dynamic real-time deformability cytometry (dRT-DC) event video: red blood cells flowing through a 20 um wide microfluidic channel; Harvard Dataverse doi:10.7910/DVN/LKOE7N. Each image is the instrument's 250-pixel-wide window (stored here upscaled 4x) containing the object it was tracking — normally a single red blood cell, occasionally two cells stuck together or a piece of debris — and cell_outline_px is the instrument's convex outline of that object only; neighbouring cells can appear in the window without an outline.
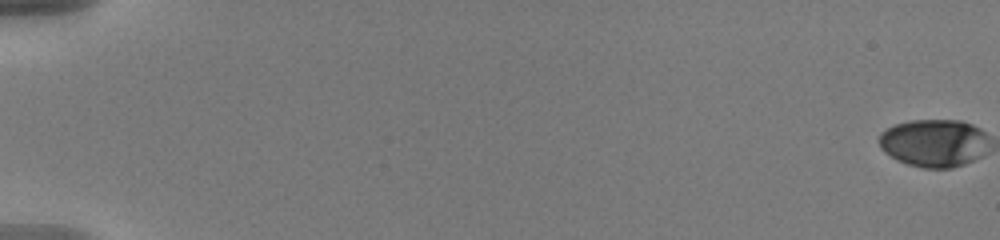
{"species": "human", "species_latin": "Homo sapiens", "temperature_condition": "warm", "stored_images_in_passage": 51, "camera_frame_rate_fps": 3000, "um_per_image_px": 0.085, "donor": {"sex": "male"}, "frame": {"image": 1, "passage_image": 1, "time_ms": 0.0, "image_size_px": [1000, 240], "cell_outline_px": [[972, 128], [952, 164], [920, 164], [904, 160], [896, 156], [884, 144], [884, 136], [892, 128], [904, 124], [964, 124]], "centroid_in_image_um": [78.81, 12.1], "position_along_channel_um": 6.2, "area_um2": 20.29}}
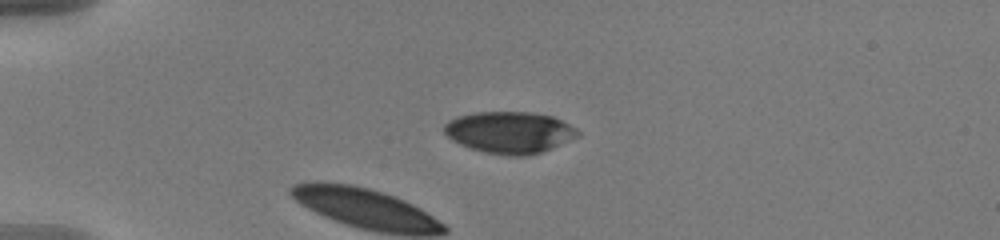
{"frame": {"image": 2, "passage_image": 17, "time_ms": 5.333, "image_size_px": [1000, 240], "cell_outline_px": [[556, 124], [540, 148], [520, 152], [516, 152], [488, 148], [472, 144], [456, 136], [448, 128], [452, 124], [460, 120], [472, 116], [540, 116], [552, 120]], "centroid_in_image_um": [42.88, 11.21], "position_along_channel_um": 42.1, "area_um2": 21.15}}
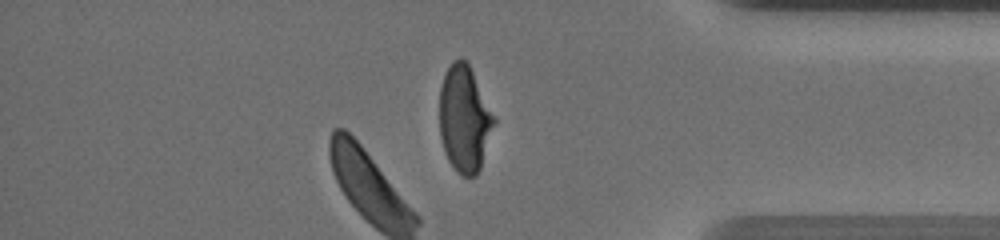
{"frame": {"image": 3, "passage_image": 51, "time_ms": 16.667, "image_size_px": [1000, 240], "cell_outline_px": [[488, 124], [480, 160], [476, 168], [472, 172], [464, 172], [452, 160], [448, 152], [444, 140], [440, 116], [440, 104], [444, 80], [452, 64], [460, 60], [468, 68], [488, 116]], "centroid_in_image_um": [39.34, 10.03], "position_along_channel_um": 395.9, "area_um2": 27.22}, "authors_computed_cell_mechanics": {"area_um2": 21.4438, "velocity_mm_per_s": 3.5192, "shape_relaxation_time_tau1_ms": 1.5598, "shape_relaxation_time_tau2_ms": null, "deformation_change_tau1": 0.1664, "deformation_change_tau2": null}}